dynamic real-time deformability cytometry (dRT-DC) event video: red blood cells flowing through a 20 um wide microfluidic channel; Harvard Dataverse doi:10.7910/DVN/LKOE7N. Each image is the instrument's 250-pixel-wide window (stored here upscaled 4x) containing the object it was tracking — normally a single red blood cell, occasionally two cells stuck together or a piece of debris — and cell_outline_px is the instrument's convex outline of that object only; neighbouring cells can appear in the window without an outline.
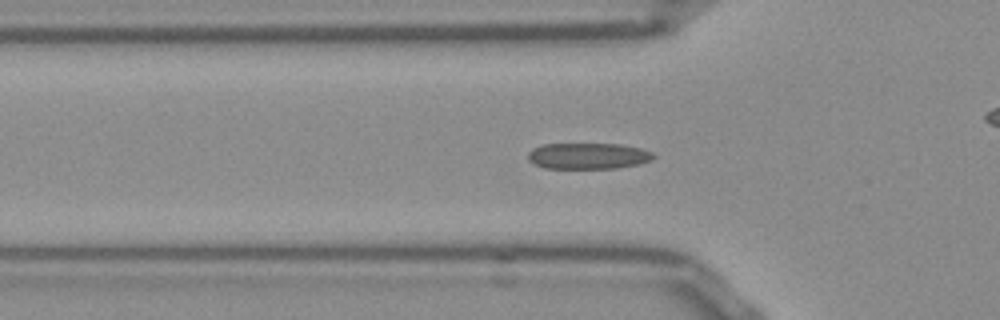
{"species": "Egyptian fruit bat (a non-hibernating species)", "species_latin": "Rousettus aegyptiacus", "temperature_condition": "room temperature", "stored_images_in_passage": 48, "camera_frame_rate_fps": 3000, "um_per_image_px": 0.085, "frame": {"image": 1, "passage_image": 11, "time_ms": 3.333, "image_size_px": [1000, 320], "cell_outline_px": [[656, 156], [652, 160], [640, 164], [616, 168], [544, 168], [532, 164], [528, 160], [528, 152], [532, 148], [544, 144], [620, 144], [640, 148], [652, 152]], "centroid_in_image_um": [49.98, 13.26], "position_along_channel_um": 75.8, "area_um2": 19.25}}
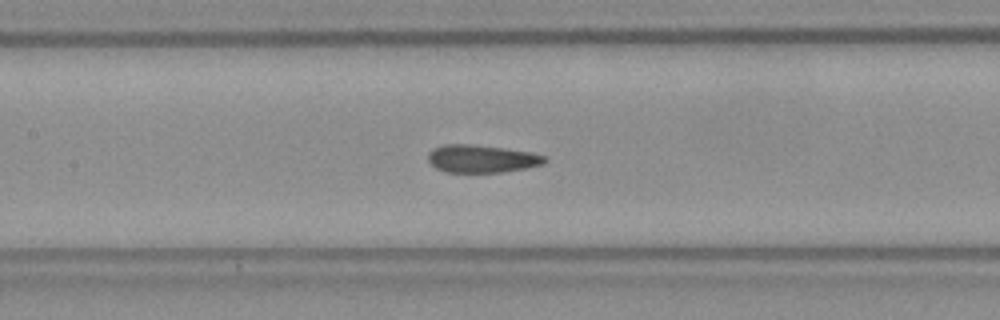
{"frame": {"image": 2, "passage_image": 18, "time_ms": 5.667, "image_size_px": [1000, 320], "cell_outline_px": [[548, 160], [544, 164], [504, 172], [444, 172], [436, 168], [428, 160], [428, 152], [432, 148], [444, 144], [472, 144], [504, 148], [528, 152], [544, 156]], "centroid_in_image_um": [40.9, 13.49], "position_along_channel_um": 166.5, "area_um2": 18.84}}
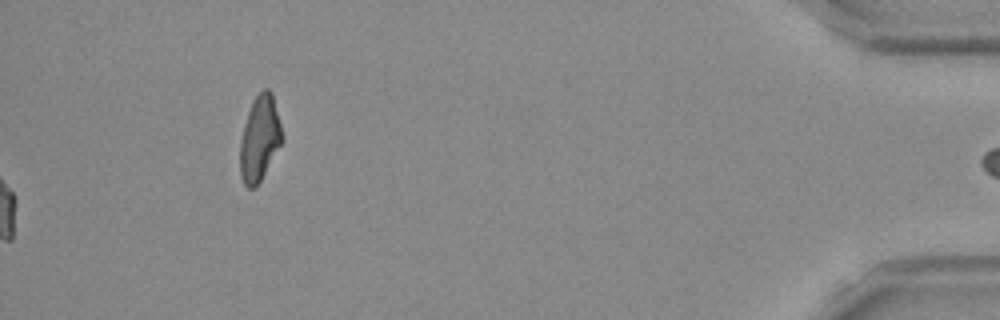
{"frame": {"image": 3, "passage_image": 48, "time_ms": 15.667, "image_size_px": [1000, 320], "cell_outline_px": [[284, 140], [260, 180], [252, 188], [248, 188], [244, 184], [240, 176], [240, 140], [244, 124], [248, 112], [256, 96], [264, 88], [268, 88], [272, 92], [284, 136]], "centroid_in_image_um": [22.08, 11.76], "position_along_channel_um": 413.1, "area_um2": 20.81}, "authors_computed_cell_mechanics": {"area_um2": 18.9584, "velocity_mm_per_s": 3.8268, "shape_relaxation_time_tau1_ms": null, "shape_relaxation_time_tau2_ms": 1.4775, "deformation_change_tau1": null, "deformation_change_tau2": 0.095}}